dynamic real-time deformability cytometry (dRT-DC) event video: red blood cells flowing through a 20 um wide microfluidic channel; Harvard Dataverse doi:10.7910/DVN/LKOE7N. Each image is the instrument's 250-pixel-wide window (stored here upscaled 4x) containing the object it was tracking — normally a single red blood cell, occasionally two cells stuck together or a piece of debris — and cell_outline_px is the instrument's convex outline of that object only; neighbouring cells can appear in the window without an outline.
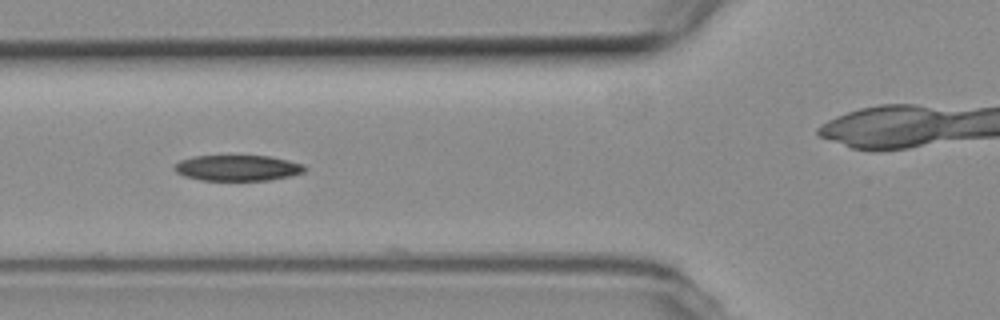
{"species": "common noctule bat (a hibernating species)", "species_latin": "Nyctalus noctula", "temperature_condition": "room temperature", "stored_images_in_passage": 9, "camera_frame_rate_fps": 3000, "um_per_image_px": 0.085, "animal": {"sex": "female", "body_mass_g": 19.3, "forearm_length_mm": 54.1}, "frame": {"image": 1, "passage_image": 3, "time_ms": 0.667, "image_size_px": [1000, 320], "cell_outline_px": [[308, 168], [304, 172], [292, 176], [268, 180], [200, 180], [184, 176], [176, 172], [172, 168], [180, 160], [192, 156], [268, 156], [288, 160], [304, 164]], "centroid_in_image_um": [20.21, 14.27], "position_along_channel_um": 105.6, "area_um2": 19.65}}
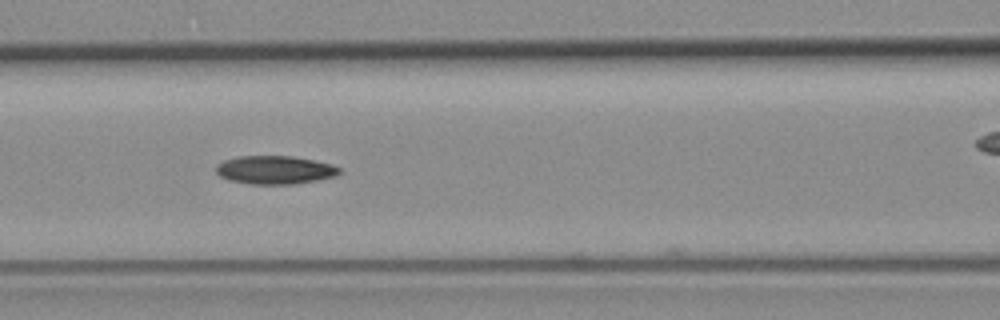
{"frame": {"image": 2, "passage_image": 6, "time_ms": 1.667, "image_size_px": [1000, 320], "cell_outline_px": [[340, 172], [336, 176], [316, 180], [292, 184], [252, 184], [228, 180], [220, 176], [216, 172], [216, 164], [224, 160], [240, 156], [292, 156], [332, 164], [340, 168]], "centroid_in_image_um": [23.34, 14.44], "position_along_channel_um": 143.3, "area_um2": 20.29}}